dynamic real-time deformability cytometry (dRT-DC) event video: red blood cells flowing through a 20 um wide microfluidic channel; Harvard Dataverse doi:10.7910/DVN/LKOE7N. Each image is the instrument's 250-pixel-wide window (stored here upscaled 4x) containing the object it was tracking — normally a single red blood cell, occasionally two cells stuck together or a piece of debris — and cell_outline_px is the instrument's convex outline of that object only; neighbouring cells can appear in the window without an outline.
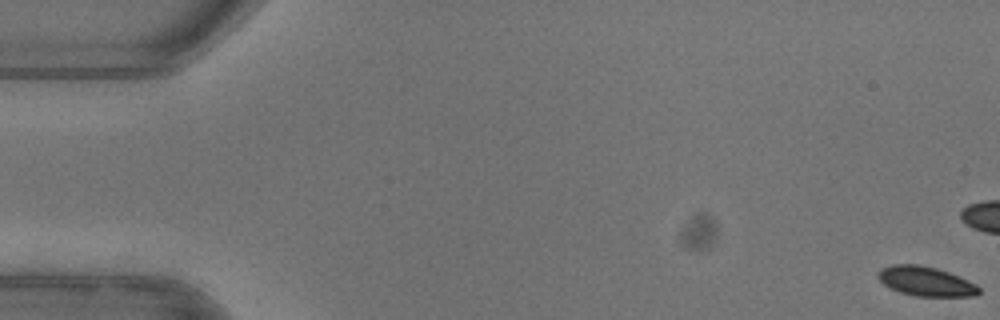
{"species": "common noctule bat (a hibernating species)", "species_latin": "Nyctalus noctula", "temperature_condition": "warm", "stored_images_in_passage": 54, "camera_frame_rate_fps": 3000, "um_per_image_px": 0.085, "animal": {"sex": "female"}, "frame": {"image": 1, "passage_image": 1, "time_ms": 0.0, "image_size_px": [1000, 320], "cell_outline_px": [[980, 292], [976, 296], [916, 296], [900, 292], [884, 284], [876, 276], [880, 268], [892, 264], [920, 264], [936, 268], [948, 272], [968, 280], [976, 284], [980, 288]], "centroid_in_image_um": [78.69, 23.9], "position_along_channel_um": 6.3, "area_um2": 17.34}}